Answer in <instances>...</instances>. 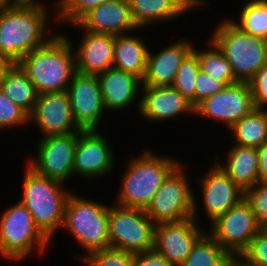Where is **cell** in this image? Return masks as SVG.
I'll return each instance as SVG.
<instances>
[{"label":"cell","mask_w":267,"mask_h":266,"mask_svg":"<svg viewBox=\"0 0 267 266\" xmlns=\"http://www.w3.org/2000/svg\"><path fill=\"white\" fill-rule=\"evenodd\" d=\"M259 156V182H267V142L257 148Z\"/></svg>","instance_id":"obj_40"},{"label":"cell","mask_w":267,"mask_h":266,"mask_svg":"<svg viewBox=\"0 0 267 266\" xmlns=\"http://www.w3.org/2000/svg\"><path fill=\"white\" fill-rule=\"evenodd\" d=\"M245 199L251 204L258 223L267 228V182H258L247 189Z\"/></svg>","instance_id":"obj_36"},{"label":"cell","mask_w":267,"mask_h":266,"mask_svg":"<svg viewBox=\"0 0 267 266\" xmlns=\"http://www.w3.org/2000/svg\"><path fill=\"white\" fill-rule=\"evenodd\" d=\"M71 111L81 130H97L106 110L97 75L76 71L67 88Z\"/></svg>","instance_id":"obj_12"},{"label":"cell","mask_w":267,"mask_h":266,"mask_svg":"<svg viewBox=\"0 0 267 266\" xmlns=\"http://www.w3.org/2000/svg\"><path fill=\"white\" fill-rule=\"evenodd\" d=\"M180 164L149 150L130 160L123 175L117 205L146 209L168 175Z\"/></svg>","instance_id":"obj_3"},{"label":"cell","mask_w":267,"mask_h":266,"mask_svg":"<svg viewBox=\"0 0 267 266\" xmlns=\"http://www.w3.org/2000/svg\"><path fill=\"white\" fill-rule=\"evenodd\" d=\"M45 136L39 141L37 157L26 163L36 173L62 183L74 174V156L79 133Z\"/></svg>","instance_id":"obj_11"},{"label":"cell","mask_w":267,"mask_h":266,"mask_svg":"<svg viewBox=\"0 0 267 266\" xmlns=\"http://www.w3.org/2000/svg\"><path fill=\"white\" fill-rule=\"evenodd\" d=\"M230 131L235 144L260 147L267 142V110L254 109L236 122Z\"/></svg>","instance_id":"obj_27"},{"label":"cell","mask_w":267,"mask_h":266,"mask_svg":"<svg viewBox=\"0 0 267 266\" xmlns=\"http://www.w3.org/2000/svg\"><path fill=\"white\" fill-rule=\"evenodd\" d=\"M50 240L36 226L33 216L19 201L0 217V253L3 257L21 261L36 248L43 253Z\"/></svg>","instance_id":"obj_7"},{"label":"cell","mask_w":267,"mask_h":266,"mask_svg":"<svg viewBox=\"0 0 267 266\" xmlns=\"http://www.w3.org/2000/svg\"><path fill=\"white\" fill-rule=\"evenodd\" d=\"M200 70L199 60L197 55L191 51L182 61L179 67L174 83V87L179 91L188 101L191 102L195 108V80Z\"/></svg>","instance_id":"obj_31"},{"label":"cell","mask_w":267,"mask_h":266,"mask_svg":"<svg viewBox=\"0 0 267 266\" xmlns=\"http://www.w3.org/2000/svg\"><path fill=\"white\" fill-rule=\"evenodd\" d=\"M254 98L255 109H267V64L249 82Z\"/></svg>","instance_id":"obj_38"},{"label":"cell","mask_w":267,"mask_h":266,"mask_svg":"<svg viewBox=\"0 0 267 266\" xmlns=\"http://www.w3.org/2000/svg\"><path fill=\"white\" fill-rule=\"evenodd\" d=\"M195 108L208 97L224 90L228 84L225 81L214 80L209 74L199 70L195 80Z\"/></svg>","instance_id":"obj_37"},{"label":"cell","mask_w":267,"mask_h":266,"mask_svg":"<svg viewBox=\"0 0 267 266\" xmlns=\"http://www.w3.org/2000/svg\"><path fill=\"white\" fill-rule=\"evenodd\" d=\"M255 109L250 84L237 82L202 101L195 108V115L215 119L230 129L236 122Z\"/></svg>","instance_id":"obj_13"},{"label":"cell","mask_w":267,"mask_h":266,"mask_svg":"<svg viewBox=\"0 0 267 266\" xmlns=\"http://www.w3.org/2000/svg\"><path fill=\"white\" fill-rule=\"evenodd\" d=\"M193 217L180 221L158 223L155 226L154 250L174 266L188 257L195 242L203 234Z\"/></svg>","instance_id":"obj_14"},{"label":"cell","mask_w":267,"mask_h":266,"mask_svg":"<svg viewBox=\"0 0 267 266\" xmlns=\"http://www.w3.org/2000/svg\"><path fill=\"white\" fill-rule=\"evenodd\" d=\"M139 36L116 35L113 67L143 80L149 49Z\"/></svg>","instance_id":"obj_25"},{"label":"cell","mask_w":267,"mask_h":266,"mask_svg":"<svg viewBox=\"0 0 267 266\" xmlns=\"http://www.w3.org/2000/svg\"><path fill=\"white\" fill-rule=\"evenodd\" d=\"M239 22L231 19L242 31L267 40V0H251L241 9Z\"/></svg>","instance_id":"obj_30"},{"label":"cell","mask_w":267,"mask_h":266,"mask_svg":"<svg viewBox=\"0 0 267 266\" xmlns=\"http://www.w3.org/2000/svg\"><path fill=\"white\" fill-rule=\"evenodd\" d=\"M211 225L210 234L233 257H239L263 228L245 198L217 217Z\"/></svg>","instance_id":"obj_10"},{"label":"cell","mask_w":267,"mask_h":266,"mask_svg":"<svg viewBox=\"0 0 267 266\" xmlns=\"http://www.w3.org/2000/svg\"><path fill=\"white\" fill-rule=\"evenodd\" d=\"M27 122H29V115L0 89V130L25 125Z\"/></svg>","instance_id":"obj_35"},{"label":"cell","mask_w":267,"mask_h":266,"mask_svg":"<svg viewBox=\"0 0 267 266\" xmlns=\"http://www.w3.org/2000/svg\"><path fill=\"white\" fill-rule=\"evenodd\" d=\"M25 172L20 201L33 216L36 226L51 241L57 228L63 226L65 205L71 192L63 190L62 182L40 175L28 165Z\"/></svg>","instance_id":"obj_4"},{"label":"cell","mask_w":267,"mask_h":266,"mask_svg":"<svg viewBox=\"0 0 267 266\" xmlns=\"http://www.w3.org/2000/svg\"><path fill=\"white\" fill-rule=\"evenodd\" d=\"M233 256L209 233H203L180 266H228Z\"/></svg>","instance_id":"obj_28"},{"label":"cell","mask_w":267,"mask_h":266,"mask_svg":"<svg viewBox=\"0 0 267 266\" xmlns=\"http://www.w3.org/2000/svg\"><path fill=\"white\" fill-rule=\"evenodd\" d=\"M155 226L145 209L109 206L110 248L133 254L153 250Z\"/></svg>","instance_id":"obj_8"},{"label":"cell","mask_w":267,"mask_h":266,"mask_svg":"<svg viewBox=\"0 0 267 266\" xmlns=\"http://www.w3.org/2000/svg\"><path fill=\"white\" fill-rule=\"evenodd\" d=\"M133 23L140 29L153 22L170 21L186 11L206 4L205 0H127Z\"/></svg>","instance_id":"obj_23"},{"label":"cell","mask_w":267,"mask_h":266,"mask_svg":"<svg viewBox=\"0 0 267 266\" xmlns=\"http://www.w3.org/2000/svg\"><path fill=\"white\" fill-rule=\"evenodd\" d=\"M84 31L93 33L124 35L138 29L132 21V13L127 0H112L88 11L76 24Z\"/></svg>","instance_id":"obj_18"},{"label":"cell","mask_w":267,"mask_h":266,"mask_svg":"<svg viewBox=\"0 0 267 266\" xmlns=\"http://www.w3.org/2000/svg\"><path fill=\"white\" fill-rule=\"evenodd\" d=\"M198 180L205 213L211 222L245 198V191L217 163Z\"/></svg>","instance_id":"obj_16"},{"label":"cell","mask_w":267,"mask_h":266,"mask_svg":"<svg viewBox=\"0 0 267 266\" xmlns=\"http://www.w3.org/2000/svg\"><path fill=\"white\" fill-rule=\"evenodd\" d=\"M216 163L244 191L259 182V156L256 147L236 144L229 150L227 164Z\"/></svg>","instance_id":"obj_24"},{"label":"cell","mask_w":267,"mask_h":266,"mask_svg":"<svg viewBox=\"0 0 267 266\" xmlns=\"http://www.w3.org/2000/svg\"><path fill=\"white\" fill-rule=\"evenodd\" d=\"M222 22L209 39L222 50L235 79L249 83L267 64V40L242 31L231 18Z\"/></svg>","instance_id":"obj_5"},{"label":"cell","mask_w":267,"mask_h":266,"mask_svg":"<svg viewBox=\"0 0 267 266\" xmlns=\"http://www.w3.org/2000/svg\"><path fill=\"white\" fill-rule=\"evenodd\" d=\"M192 50L191 42L182 39L163 48L157 54L149 51L142 86H172L182 61Z\"/></svg>","instance_id":"obj_20"},{"label":"cell","mask_w":267,"mask_h":266,"mask_svg":"<svg viewBox=\"0 0 267 266\" xmlns=\"http://www.w3.org/2000/svg\"><path fill=\"white\" fill-rule=\"evenodd\" d=\"M104 106L107 110L117 111L133 104L142 88V80L133 74L114 67L97 75Z\"/></svg>","instance_id":"obj_22"},{"label":"cell","mask_w":267,"mask_h":266,"mask_svg":"<svg viewBox=\"0 0 267 266\" xmlns=\"http://www.w3.org/2000/svg\"><path fill=\"white\" fill-rule=\"evenodd\" d=\"M109 206L70 193L64 214L66 227L87 254L110 247Z\"/></svg>","instance_id":"obj_6"},{"label":"cell","mask_w":267,"mask_h":266,"mask_svg":"<svg viewBox=\"0 0 267 266\" xmlns=\"http://www.w3.org/2000/svg\"><path fill=\"white\" fill-rule=\"evenodd\" d=\"M10 2L8 0H0V12L4 10Z\"/></svg>","instance_id":"obj_44"},{"label":"cell","mask_w":267,"mask_h":266,"mask_svg":"<svg viewBox=\"0 0 267 266\" xmlns=\"http://www.w3.org/2000/svg\"><path fill=\"white\" fill-rule=\"evenodd\" d=\"M142 99L139 113L146 120L163 121L185 112L195 113V108L179 91L172 86H142Z\"/></svg>","instance_id":"obj_19"},{"label":"cell","mask_w":267,"mask_h":266,"mask_svg":"<svg viewBox=\"0 0 267 266\" xmlns=\"http://www.w3.org/2000/svg\"><path fill=\"white\" fill-rule=\"evenodd\" d=\"M182 168L179 164L168 175L145 209L155 224L197 216L196 199Z\"/></svg>","instance_id":"obj_9"},{"label":"cell","mask_w":267,"mask_h":266,"mask_svg":"<svg viewBox=\"0 0 267 266\" xmlns=\"http://www.w3.org/2000/svg\"><path fill=\"white\" fill-rule=\"evenodd\" d=\"M109 1L112 0H60L56 16L62 23L76 24L88 11Z\"/></svg>","instance_id":"obj_32"},{"label":"cell","mask_w":267,"mask_h":266,"mask_svg":"<svg viewBox=\"0 0 267 266\" xmlns=\"http://www.w3.org/2000/svg\"><path fill=\"white\" fill-rule=\"evenodd\" d=\"M133 266H174L154 249L134 254Z\"/></svg>","instance_id":"obj_39"},{"label":"cell","mask_w":267,"mask_h":266,"mask_svg":"<svg viewBox=\"0 0 267 266\" xmlns=\"http://www.w3.org/2000/svg\"><path fill=\"white\" fill-rule=\"evenodd\" d=\"M38 125L43 137L82 131L71 111L67 91L39 94L29 121Z\"/></svg>","instance_id":"obj_15"},{"label":"cell","mask_w":267,"mask_h":266,"mask_svg":"<svg viewBox=\"0 0 267 266\" xmlns=\"http://www.w3.org/2000/svg\"><path fill=\"white\" fill-rule=\"evenodd\" d=\"M36 3H10L0 12V55L19 63L48 38L46 8Z\"/></svg>","instance_id":"obj_1"},{"label":"cell","mask_w":267,"mask_h":266,"mask_svg":"<svg viewBox=\"0 0 267 266\" xmlns=\"http://www.w3.org/2000/svg\"><path fill=\"white\" fill-rule=\"evenodd\" d=\"M72 46L65 34L59 33L18 63L39 94L67 91L76 72Z\"/></svg>","instance_id":"obj_2"},{"label":"cell","mask_w":267,"mask_h":266,"mask_svg":"<svg viewBox=\"0 0 267 266\" xmlns=\"http://www.w3.org/2000/svg\"><path fill=\"white\" fill-rule=\"evenodd\" d=\"M0 89L28 115L33 112L39 93L18 63H15L6 73L4 80L0 83Z\"/></svg>","instance_id":"obj_26"},{"label":"cell","mask_w":267,"mask_h":266,"mask_svg":"<svg viewBox=\"0 0 267 266\" xmlns=\"http://www.w3.org/2000/svg\"><path fill=\"white\" fill-rule=\"evenodd\" d=\"M106 138L97 130H82L79 133L74 156V174L84 178L99 177L113 167V151Z\"/></svg>","instance_id":"obj_17"},{"label":"cell","mask_w":267,"mask_h":266,"mask_svg":"<svg viewBox=\"0 0 267 266\" xmlns=\"http://www.w3.org/2000/svg\"><path fill=\"white\" fill-rule=\"evenodd\" d=\"M115 35L85 31L75 53L76 71L99 75L114 64Z\"/></svg>","instance_id":"obj_21"},{"label":"cell","mask_w":267,"mask_h":266,"mask_svg":"<svg viewBox=\"0 0 267 266\" xmlns=\"http://www.w3.org/2000/svg\"><path fill=\"white\" fill-rule=\"evenodd\" d=\"M242 259L250 266H267V228H262L241 253Z\"/></svg>","instance_id":"obj_34"},{"label":"cell","mask_w":267,"mask_h":266,"mask_svg":"<svg viewBox=\"0 0 267 266\" xmlns=\"http://www.w3.org/2000/svg\"><path fill=\"white\" fill-rule=\"evenodd\" d=\"M15 63L6 56L0 55V83L4 80L6 73Z\"/></svg>","instance_id":"obj_41"},{"label":"cell","mask_w":267,"mask_h":266,"mask_svg":"<svg viewBox=\"0 0 267 266\" xmlns=\"http://www.w3.org/2000/svg\"><path fill=\"white\" fill-rule=\"evenodd\" d=\"M228 266H250L239 257H233Z\"/></svg>","instance_id":"obj_42"},{"label":"cell","mask_w":267,"mask_h":266,"mask_svg":"<svg viewBox=\"0 0 267 266\" xmlns=\"http://www.w3.org/2000/svg\"><path fill=\"white\" fill-rule=\"evenodd\" d=\"M89 266H133L134 254L114 248H106L81 256Z\"/></svg>","instance_id":"obj_33"},{"label":"cell","mask_w":267,"mask_h":266,"mask_svg":"<svg viewBox=\"0 0 267 266\" xmlns=\"http://www.w3.org/2000/svg\"><path fill=\"white\" fill-rule=\"evenodd\" d=\"M212 48L206 51H199L193 47V52L197 55L200 70L209 74L211 78L218 81H225L228 85L237 83L232 72L231 65L225 58L222 50L210 39Z\"/></svg>","instance_id":"obj_29"},{"label":"cell","mask_w":267,"mask_h":266,"mask_svg":"<svg viewBox=\"0 0 267 266\" xmlns=\"http://www.w3.org/2000/svg\"><path fill=\"white\" fill-rule=\"evenodd\" d=\"M10 3H36L34 0H8Z\"/></svg>","instance_id":"obj_43"}]
</instances>
